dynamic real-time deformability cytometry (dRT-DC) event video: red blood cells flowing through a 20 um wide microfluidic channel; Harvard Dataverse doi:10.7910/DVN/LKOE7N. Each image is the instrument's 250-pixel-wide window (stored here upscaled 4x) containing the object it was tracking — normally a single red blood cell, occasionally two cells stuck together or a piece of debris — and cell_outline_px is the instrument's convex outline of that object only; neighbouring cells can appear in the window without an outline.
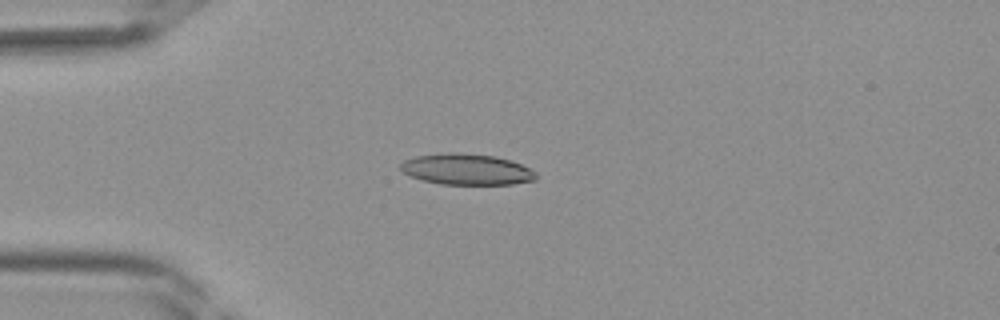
{"species": "Egyptian fruit bat (a non-hibernating species)", "species_latin": "Rousettus aegyptiacus", "temperature_condition": "room temperature", "stored_images_in_passage": 31, "camera_frame_rate_fps": 3000, "um_per_image_px": 0.085, "frame": {"image": 1, "passage_image": 1, "time_ms": 0.0, "image_size_px": [1000, 320], "cell_outline_px": [[536, 180], [512, 184], [440, 184], [420, 180], [404, 172], [400, 168], [400, 164], [404, 160], [416, 156], [444, 152], [456, 152], [496, 156], [512, 160], [536, 172]], "centroid_in_image_um": [39.65, 14.38], "position_along_channel_um": 45.3, "area_um2": 24.57}}
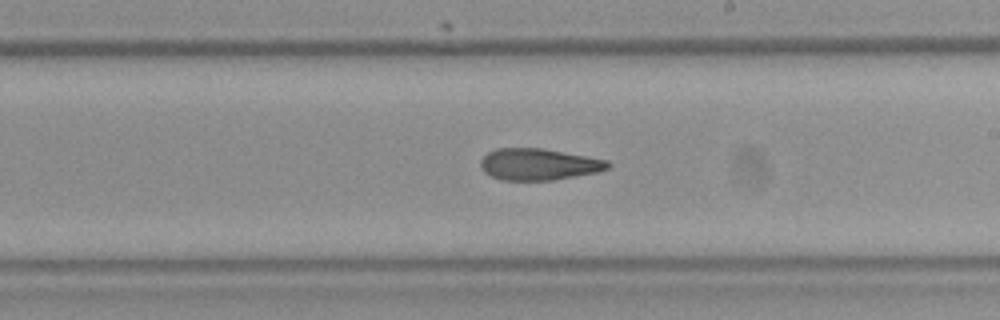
{"frame": {"image": 2, "passage_image": 14, "time_ms": 4.333, "image_size_px": [1000, 320], "cell_outline_px": [[612, 164], [608, 168], [600, 172], [552, 180], [500, 180], [484, 172], [480, 168], [480, 160], [488, 152], [496, 148], [544, 148], [608, 160]], "centroid_in_image_um": [45.8, 13.96], "position_along_channel_um": 243.2, "area_um2": 23.64}}
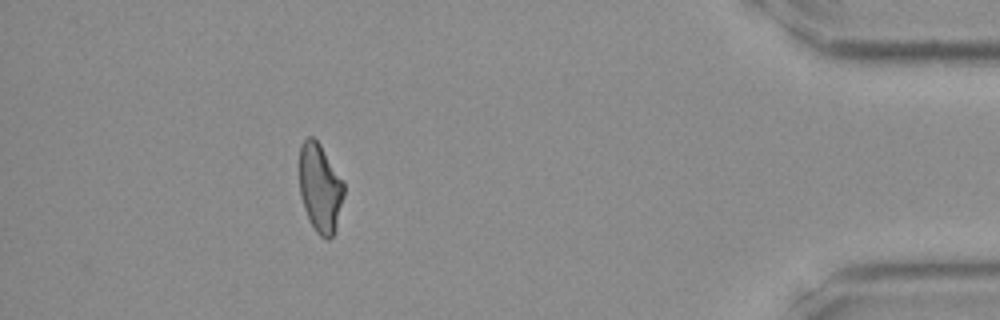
{"frame": {"image": 3, "passage_image": 27, "time_ms": 8.667, "image_size_px": [1000, 320], "cell_outline_px": [[344, 196], [336, 228], [332, 236], [328, 240], [324, 240], [316, 232], [304, 208], [300, 196], [300, 144], [308, 136], [312, 136], [320, 144], [344, 180]], "centroid_in_image_um": [27.22, 15.97], "position_along_channel_um": 408.0, "area_um2": 23.12}}